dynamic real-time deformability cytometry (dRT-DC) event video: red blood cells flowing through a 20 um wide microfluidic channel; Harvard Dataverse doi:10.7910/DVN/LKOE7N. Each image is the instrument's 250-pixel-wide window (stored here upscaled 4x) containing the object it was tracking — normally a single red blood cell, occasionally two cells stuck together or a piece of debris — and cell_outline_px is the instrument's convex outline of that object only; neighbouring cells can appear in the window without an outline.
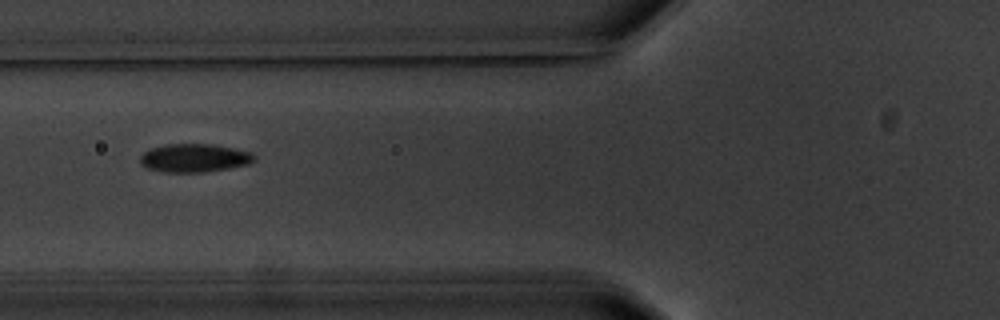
{"species": "common noctule bat (a hibernating species)", "species_latin": "Nyctalus noctula", "temperature_condition": "warm", "stored_images_in_passage": 6, "camera_frame_rate_fps": 3000, "um_per_image_px": 0.085, "animal": {"sex": "male", "body_mass_g": 20.1, "forearm_length_mm": 53.5}, "frame": {"image": 1, "passage_image": 5, "time_ms": 4.667, "image_size_px": [1000, 320], "cell_outline_px": [[256, 160], [248, 164], [228, 168], [204, 172], [164, 172], [148, 168], [140, 164], [140, 156], [148, 148], [164, 144], [216, 144], [252, 152], [256, 156]], "centroid_in_image_um": [16.52, 13.41], "position_along_channel_um": 109.3, "area_um2": 19.07}}